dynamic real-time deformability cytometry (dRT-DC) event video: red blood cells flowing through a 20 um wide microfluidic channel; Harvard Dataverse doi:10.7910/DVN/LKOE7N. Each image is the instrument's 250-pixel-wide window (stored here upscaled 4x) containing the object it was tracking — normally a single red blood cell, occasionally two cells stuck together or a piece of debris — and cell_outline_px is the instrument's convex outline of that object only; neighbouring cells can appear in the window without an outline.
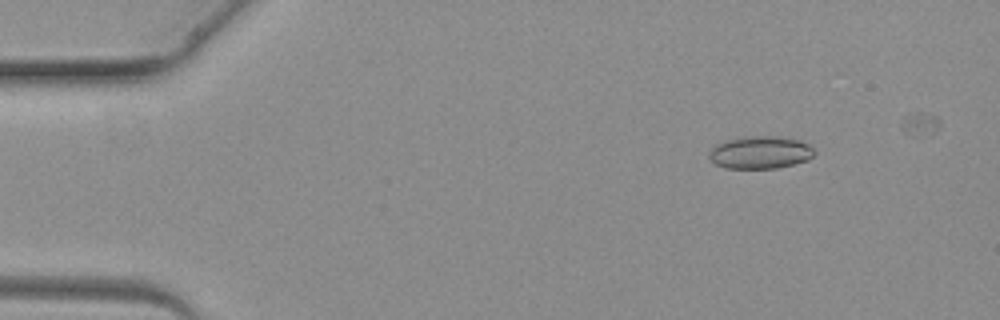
{"species": "common noctule bat (a hibernating species)", "species_latin": "Nyctalus noctula", "temperature_condition": "warm", "stored_images_in_passage": 4, "camera_frame_rate_fps": 3000, "um_per_image_px": 0.085, "animal": {"sex": "female", "body_mass_g": 19.3, "forearm_length_mm": 54.1}, "frame": {"image": 1, "passage_image": 2, "time_ms": 1.333, "image_size_px": [1000, 320], "cell_outline_px": [[816, 152], [808, 160], [776, 168], [724, 168], [716, 164], [708, 156], [712, 148], [716, 144], [724, 140], [744, 136], [776, 136], [800, 140], [808, 144]], "centroid_in_image_um": [64.61, 12.94], "position_along_channel_um": 20.4, "area_um2": 20.0}}
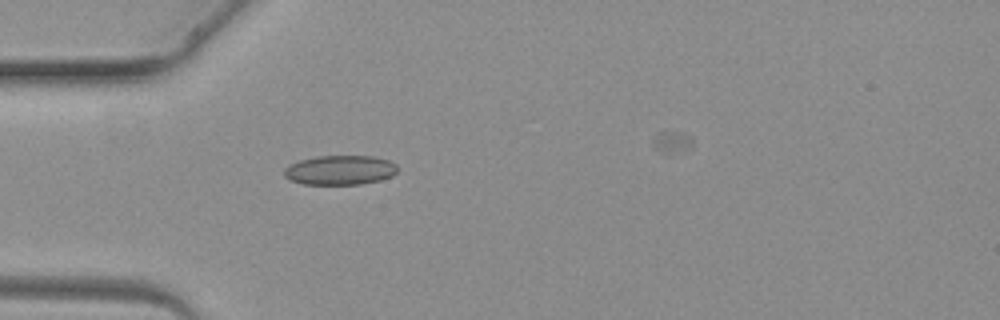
{"frame": {"image": 2, "passage_image": 4, "time_ms": 3.667, "image_size_px": [1000, 320], "cell_outline_px": [[396, 172], [392, 176], [380, 180], [360, 184], [304, 184], [292, 180], [284, 176], [284, 168], [288, 164], [300, 160], [316, 156], [372, 156], [388, 160], [396, 164]], "centroid_in_image_um": [28.88, 14.45], "position_along_channel_um": 56.1, "area_um2": 19.42}}